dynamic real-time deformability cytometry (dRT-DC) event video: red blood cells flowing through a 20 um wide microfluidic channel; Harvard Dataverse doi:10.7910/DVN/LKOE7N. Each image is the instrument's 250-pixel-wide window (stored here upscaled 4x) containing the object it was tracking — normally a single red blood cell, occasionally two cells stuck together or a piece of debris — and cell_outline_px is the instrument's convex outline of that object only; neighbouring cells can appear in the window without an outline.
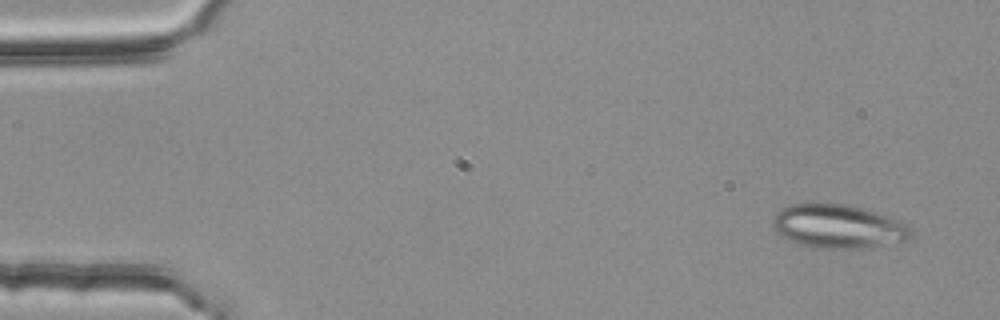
{"species": "common noctule bat (a hibernating species)", "species_latin": "Nyctalus noctula", "temperature_condition": "room temperature", "stored_images_in_passage": 3, "camera_frame_rate_fps": 3000, "um_per_image_px": 0.085, "animal": {"sex": "female", "body_mass_g": 25.1}, "frame": {"image": 1, "passage_image": 1, "time_ms": 0.0, "image_size_px": [1000, 320], "cell_outline_px": [[912, 236], [908, 240], [864, 248], [820, 248], [804, 244], [792, 240], [776, 232], [772, 224], [772, 220], [776, 212], [792, 204], [848, 204], [908, 224], [912, 228]], "centroid_in_image_um": [71.26, 19.25], "position_along_channel_um": 13.7, "area_um2": 34.45}}